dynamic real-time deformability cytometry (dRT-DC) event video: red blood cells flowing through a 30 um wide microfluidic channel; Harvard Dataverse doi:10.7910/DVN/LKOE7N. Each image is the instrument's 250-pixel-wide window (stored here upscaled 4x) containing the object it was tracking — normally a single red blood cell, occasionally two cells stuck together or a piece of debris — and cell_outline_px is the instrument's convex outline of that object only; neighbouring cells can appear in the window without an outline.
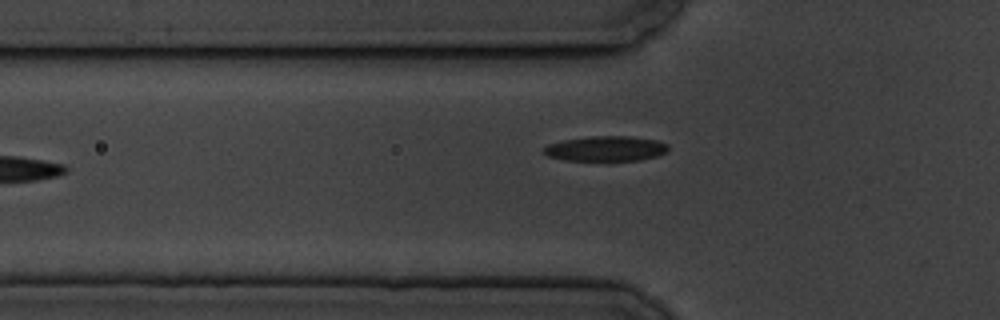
{"species": "common noctule bat (a hibernating species)", "species_latin": "Nyctalus noctula", "temperature_condition": "cold", "stored_images_in_passage": 3, "camera_frame_rate_fps": 3000, "um_per_image_px": 0.085, "animal": {"sex": "male", "body_mass_g": 19.5, "forearm_length_mm": 54.6}, "frame": {"image": 1, "passage_image": 3, "time_ms": 2.333, "image_size_px": [1000, 320], "cell_outline_px": [[668, 152], [656, 156], [640, 160], [608, 164], [568, 160], [548, 156], [540, 152], [548, 144], [564, 140], [592, 136], [628, 136], [656, 140], [668, 144]], "centroid_in_image_um": [51.5, 12.69], "position_along_channel_um": 74.3, "area_um2": 19.13}}